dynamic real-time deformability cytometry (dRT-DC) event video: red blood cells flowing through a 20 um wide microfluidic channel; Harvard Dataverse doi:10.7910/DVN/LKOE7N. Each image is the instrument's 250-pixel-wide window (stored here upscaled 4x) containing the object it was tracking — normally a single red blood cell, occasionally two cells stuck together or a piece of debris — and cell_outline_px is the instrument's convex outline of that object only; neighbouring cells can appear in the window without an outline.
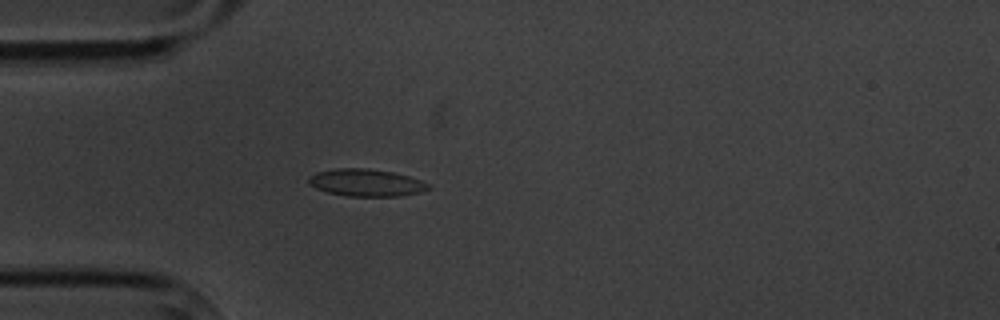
{"species": "common noctule bat (a hibernating species)", "species_latin": "Nyctalus noctula", "temperature_condition": "cold", "stored_images_in_passage": 5, "camera_frame_rate_fps": 3000, "um_per_image_px": 0.085, "animal": {"sex": "male", "body_mass_g": 20.1, "forearm_length_mm": 53.5}, "frame": {"image": 1, "passage_image": 5, "time_ms": 4.667, "image_size_px": [1000, 320], "cell_outline_px": [[432, 188], [420, 192], [400, 196], [348, 196], [328, 192], [316, 188], [308, 184], [308, 176], [316, 172], [336, 168], [368, 168], [392, 172], [408, 176], [420, 180], [428, 184]], "centroid_in_image_um": [31.1, 15.52], "position_along_channel_um": 53.9, "area_um2": 19.02}}